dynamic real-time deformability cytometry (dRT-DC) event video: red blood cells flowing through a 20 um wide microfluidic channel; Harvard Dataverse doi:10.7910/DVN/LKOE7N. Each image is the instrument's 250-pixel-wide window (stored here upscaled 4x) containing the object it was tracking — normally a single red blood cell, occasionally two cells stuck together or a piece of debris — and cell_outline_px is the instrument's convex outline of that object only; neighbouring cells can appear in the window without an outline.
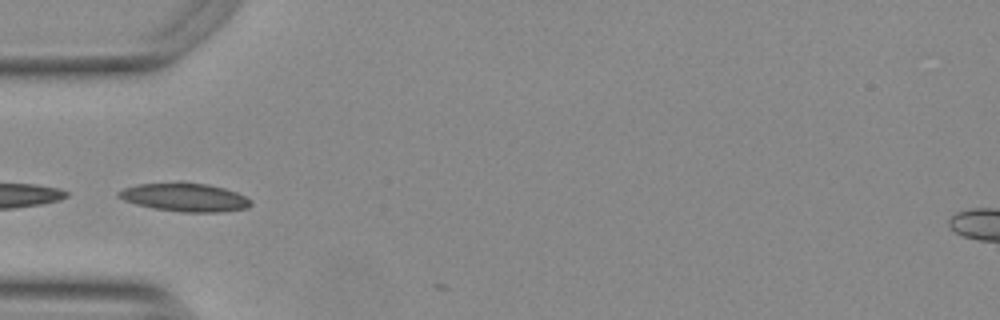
{"species": "Egyptian fruit bat (a non-hibernating species)", "species_latin": "Rousettus aegyptiacus", "temperature_condition": "warm", "stored_images_in_passage": 3, "camera_frame_rate_fps": 3000, "um_per_image_px": 0.085, "animal": {"sex": "female"}, "frame": {"image": 1, "passage_image": 1, "time_ms": 0.0, "image_size_px": [1000, 320], "cell_outline_px": [[252, 204], [248, 208], [224, 212], [184, 212], [152, 208], [136, 204], [124, 200], [116, 196], [116, 192], [124, 188], [136, 184], [180, 180], [208, 184], [224, 188], [236, 192], [252, 200]], "centroid_in_image_um": [15.69, 16.74], "position_along_channel_um": 69.3, "area_um2": 22.54}}